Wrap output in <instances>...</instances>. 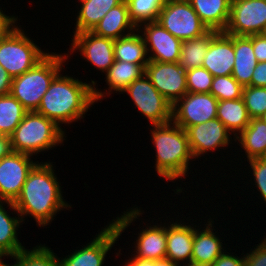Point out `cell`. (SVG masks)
Returning <instances> with one entry per match:
<instances>
[{
	"mask_svg": "<svg viewBox=\"0 0 266 266\" xmlns=\"http://www.w3.org/2000/svg\"><path fill=\"white\" fill-rule=\"evenodd\" d=\"M33 156L11 151L0 159V199L14 202L20 195L30 170L37 163Z\"/></svg>",
	"mask_w": 266,
	"mask_h": 266,
	"instance_id": "obj_15",
	"label": "cell"
},
{
	"mask_svg": "<svg viewBox=\"0 0 266 266\" xmlns=\"http://www.w3.org/2000/svg\"><path fill=\"white\" fill-rule=\"evenodd\" d=\"M11 149L10 137L8 136H1L0 137V159L4 156H7Z\"/></svg>",
	"mask_w": 266,
	"mask_h": 266,
	"instance_id": "obj_45",
	"label": "cell"
},
{
	"mask_svg": "<svg viewBox=\"0 0 266 266\" xmlns=\"http://www.w3.org/2000/svg\"><path fill=\"white\" fill-rule=\"evenodd\" d=\"M123 93L129 95L141 116L147 118L151 125L172 120V104L157 91L145 73L126 87Z\"/></svg>",
	"mask_w": 266,
	"mask_h": 266,
	"instance_id": "obj_8",
	"label": "cell"
},
{
	"mask_svg": "<svg viewBox=\"0 0 266 266\" xmlns=\"http://www.w3.org/2000/svg\"><path fill=\"white\" fill-rule=\"evenodd\" d=\"M142 207L133 206L132 208L126 209L120 216L118 215L111 222L107 223L104 228L99 230L98 234L89 242L85 243L82 248L68 253L66 257L59 258V266H103L107 254H110V250L115 246L118 238L133 225L137 219L144 214Z\"/></svg>",
	"mask_w": 266,
	"mask_h": 266,
	"instance_id": "obj_4",
	"label": "cell"
},
{
	"mask_svg": "<svg viewBox=\"0 0 266 266\" xmlns=\"http://www.w3.org/2000/svg\"><path fill=\"white\" fill-rule=\"evenodd\" d=\"M188 1L209 30L224 32L230 16L231 0Z\"/></svg>",
	"mask_w": 266,
	"mask_h": 266,
	"instance_id": "obj_24",
	"label": "cell"
},
{
	"mask_svg": "<svg viewBox=\"0 0 266 266\" xmlns=\"http://www.w3.org/2000/svg\"><path fill=\"white\" fill-rule=\"evenodd\" d=\"M208 217L209 219H206L207 222L202 224L205 225L204 228H202L201 225H194V241L191 261L213 264L227 247L223 246L222 242L224 240L219 238V233H217V231L214 232L216 228V226H213L215 221L210 218L211 216Z\"/></svg>",
	"mask_w": 266,
	"mask_h": 266,
	"instance_id": "obj_20",
	"label": "cell"
},
{
	"mask_svg": "<svg viewBox=\"0 0 266 266\" xmlns=\"http://www.w3.org/2000/svg\"><path fill=\"white\" fill-rule=\"evenodd\" d=\"M242 253L240 256L229 253L226 250L214 261L212 266H245V259Z\"/></svg>",
	"mask_w": 266,
	"mask_h": 266,
	"instance_id": "obj_39",
	"label": "cell"
},
{
	"mask_svg": "<svg viewBox=\"0 0 266 266\" xmlns=\"http://www.w3.org/2000/svg\"><path fill=\"white\" fill-rule=\"evenodd\" d=\"M216 118L234 137H237L249 125L251 119L243 98L218 101Z\"/></svg>",
	"mask_w": 266,
	"mask_h": 266,
	"instance_id": "obj_29",
	"label": "cell"
},
{
	"mask_svg": "<svg viewBox=\"0 0 266 266\" xmlns=\"http://www.w3.org/2000/svg\"><path fill=\"white\" fill-rule=\"evenodd\" d=\"M260 118H261V119L265 122V124H266V113L263 114Z\"/></svg>",
	"mask_w": 266,
	"mask_h": 266,
	"instance_id": "obj_49",
	"label": "cell"
},
{
	"mask_svg": "<svg viewBox=\"0 0 266 266\" xmlns=\"http://www.w3.org/2000/svg\"><path fill=\"white\" fill-rule=\"evenodd\" d=\"M137 27L130 20L126 1L109 10L91 30L94 34L118 39L134 32Z\"/></svg>",
	"mask_w": 266,
	"mask_h": 266,
	"instance_id": "obj_23",
	"label": "cell"
},
{
	"mask_svg": "<svg viewBox=\"0 0 266 266\" xmlns=\"http://www.w3.org/2000/svg\"><path fill=\"white\" fill-rule=\"evenodd\" d=\"M235 63L232 76L243 86H249L258 61L252 47V35H234Z\"/></svg>",
	"mask_w": 266,
	"mask_h": 266,
	"instance_id": "obj_25",
	"label": "cell"
},
{
	"mask_svg": "<svg viewBox=\"0 0 266 266\" xmlns=\"http://www.w3.org/2000/svg\"><path fill=\"white\" fill-rule=\"evenodd\" d=\"M218 100L211 93L187 92L172 105V121L187 129L216 119Z\"/></svg>",
	"mask_w": 266,
	"mask_h": 266,
	"instance_id": "obj_11",
	"label": "cell"
},
{
	"mask_svg": "<svg viewBox=\"0 0 266 266\" xmlns=\"http://www.w3.org/2000/svg\"><path fill=\"white\" fill-rule=\"evenodd\" d=\"M262 34L266 37V27H265L264 31L262 32Z\"/></svg>",
	"mask_w": 266,
	"mask_h": 266,
	"instance_id": "obj_52",
	"label": "cell"
},
{
	"mask_svg": "<svg viewBox=\"0 0 266 266\" xmlns=\"http://www.w3.org/2000/svg\"><path fill=\"white\" fill-rule=\"evenodd\" d=\"M249 165V173L251 172L253 179L249 180L250 184L256 187L259 197L265 202L266 205V158H256L247 161ZM253 180V181H252ZM254 182V183H253ZM256 185V186H255Z\"/></svg>",
	"mask_w": 266,
	"mask_h": 266,
	"instance_id": "obj_37",
	"label": "cell"
},
{
	"mask_svg": "<svg viewBox=\"0 0 266 266\" xmlns=\"http://www.w3.org/2000/svg\"><path fill=\"white\" fill-rule=\"evenodd\" d=\"M234 35L218 32L212 39L202 62L214 77L232 75L235 63Z\"/></svg>",
	"mask_w": 266,
	"mask_h": 266,
	"instance_id": "obj_18",
	"label": "cell"
},
{
	"mask_svg": "<svg viewBox=\"0 0 266 266\" xmlns=\"http://www.w3.org/2000/svg\"><path fill=\"white\" fill-rule=\"evenodd\" d=\"M10 210L14 212L15 217L11 216ZM22 224L21 216L13 202L0 199V255L3 258L13 257L25 249L26 246L22 245V242L18 239L19 232H17Z\"/></svg>",
	"mask_w": 266,
	"mask_h": 266,
	"instance_id": "obj_21",
	"label": "cell"
},
{
	"mask_svg": "<svg viewBox=\"0 0 266 266\" xmlns=\"http://www.w3.org/2000/svg\"><path fill=\"white\" fill-rule=\"evenodd\" d=\"M244 254L245 266H266V239Z\"/></svg>",
	"mask_w": 266,
	"mask_h": 266,
	"instance_id": "obj_38",
	"label": "cell"
},
{
	"mask_svg": "<svg viewBox=\"0 0 266 266\" xmlns=\"http://www.w3.org/2000/svg\"><path fill=\"white\" fill-rule=\"evenodd\" d=\"M34 42L21 25H17L0 42V65L12 78L32 69L50 53Z\"/></svg>",
	"mask_w": 266,
	"mask_h": 266,
	"instance_id": "obj_7",
	"label": "cell"
},
{
	"mask_svg": "<svg viewBox=\"0 0 266 266\" xmlns=\"http://www.w3.org/2000/svg\"><path fill=\"white\" fill-rule=\"evenodd\" d=\"M128 258L124 262V266H155V260L136 259L132 255Z\"/></svg>",
	"mask_w": 266,
	"mask_h": 266,
	"instance_id": "obj_44",
	"label": "cell"
},
{
	"mask_svg": "<svg viewBox=\"0 0 266 266\" xmlns=\"http://www.w3.org/2000/svg\"><path fill=\"white\" fill-rule=\"evenodd\" d=\"M252 47L257 61H266V37L263 34L252 35Z\"/></svg>",
	"mask_w": 266,
	"mask_h": 266,
	"instance_id": "obj_40",
	"label": "cell"
},
{
	"mask_svg": "<svg viewBox=\"0 0 266 266\" xmlns=\"http://www.w3.org/2000/svg\"><path fill=\"white\" fill-rule=\"evenodd\" d=\"M185 131L194 160L201 158L208 152H220L218 149L225 150L230 144H233V141H236L233 134L217 118L188 127Z\"/></svg>",
	"mask_w": 266,
	"mask_h": 266,
	"instance_id": "obj_12",
	"label": "cell"
},
{
	"mask_svg": "<svg viewBox=\"0 0 266 266\" xmlns=\"http://www.w3.org/2000/svg\"><path fill=\"white\" fill-rule=\"evenodd\" d=\"M249 86L266 87V61L257 63Z\"/></svg>",
	"mask_w": 266,
	"mask_h": 266,
	"instance_id": "obj_41",
	"label": "cell"
},
{
	"mask_svg": "<svg viewBox=\"0 0 266 266\" xmlns=\"http://www.w3.org/2000/svg\"><path fill=\"white\" fill-rule=\"evenodd\" d=\"M155 266H181L178 263L172 262L171 260L164 258L160 260H155Z\"/></svg>",
	"mask_w": 266,
	"mask_h": 266,
	"instance_id": "obj_46",
	"label": "cell"
},
{
	"mask_svg": "<svg viewBox=\"0 0 266 266\" xmlns=\"http://www.w3.org/2000/svg\"><path fill=\"white\" fill-rule=\"evenodd\" d=\"M79 9L73 33L91 31L94 26L106 15V13L124 0H78Z\"/></svg>",
	"mask_w": 266,
	"mask_h": 266,
	"instance_id": "obj_27",
	"label": "cell"
},
{
	"mask_svg": "<svg viewBox=\"0 0 266 266\" xmlns=\"http://www.w3.org/2000/svg\"><path fill=\"white\" fill-rule=\"evenodd\" d=\"M65 53L50 52L36 66L12 78L10 94L28 111H37L54 77L68 63ZM66 62V64H65Z\"/></svg>",
	"mask_w": 266,
	"mask_h": 266,
	"instance_id": "obj_6",
	"label": "cell"
},
{
	"mask_svg": "<svg viewBox=\"0 0 266 266\" xmlns=\"http://www.w3.org/2000/svg\"><path fill=\"white\" fill-rule=\"evenodd\" d=\"M137 30L144 39L149 61L162 63L179 61L182 41L169 33L159 22L142 23Z\"/></svg>",
	"mask_w": 266,
	"mask_h": 266,
	"instance_id": "obj_14",
	"label": "cell"
},
{
	"mask_svg": "<svg viewBox=\"0 0 266 266\" xmlns=\"http://www.w3.org/2000/svg\"><path fill=\"white\" fill-rule=\"evenodd\" d=\"M2 266H12V265L10 263L9 264L6 263V261H5V263Z\"/></svg>",
	"mask_w": 266,
	"mask_h": 266,
	"instance_id": "obj_51",
	"label": "cell"
},
{
	"mask_svg": "<svg viewBox=\"0 0 266 266\" xmlns=\"http://www.w3.org/2000/svg\"><path fill=\"white\" fill-rule=\"evenodd\" d=\"M12 77L0 65V96L8 95L11 91Z\"/></svg>",
	"mask_w": 266,
	"mask_h": 266,
	"instance_id": "obj_43",
	"label": "cell"
},
{
	"mask_svg": "<svg viewBox=\"0 0 266 266\" xmlns=\"http://www.w3.org/2000/svg\"><path fill=\"white\" fill-rule=\"evenodd\" d=\"M65 132L54 121L36 111L27 112L10 136L11 149L36 156L61 144L64 146Z\"/></svg>",
	"mask_w": 266,
	"mask_h": 266,
	"instance_id": "obj_5",
	"label": "cell"
},
{
	"mask_svg": "<svg viewBox=\"0 0 266 266\" xmlns=\"http://www.w3.org/2000/svg\"><path fill=\"white\" fill-rule=\"evenodd\" d=\"M214 76L204 67L186 71L187 91L192 93H210Z\"/></svg>",
	"mask_w": 266,
	"mask_h": 266,
	"instance_id": "obj_36",
	"label": "cell"
},
{
	"mask_svg": "<svg viewBox=\"0 0 266 266\" xmlns=\"http://www.w3.org/2000/svg\"><path fill=\"white\" fill-rule=\"evenodd\" d=\"M235 140L241 146L240 152L245 153L243 155L247 161L266 158V124L261 118H251L249 125L235 137Z\"/></svg>",
	"mask_w": 266,
	"mask_h": 266,
	"instance_id": "obj_26",
	"label": "cell"
},
{
	"mask_svg": "<svg viewBox=\"0 0 266 266\" xmlns=\"http://www.w3.org/2000/svg\"><path fill=\"white\" fill-rule=\"evenodd\" d=\"M145 73V69L139 64L114 60L111 67L105 73V82L108 85L105 91L98 90L94 85V99L96 104L110 94L119 93L128 87L134 80L139 79ZM109 90V91H108Z\"/></svg>",
	"mask_w": 266,
	"mask_h": 266,
	"instance_id": "obj_22",
	"label": "cell"
},
{
	"mask_svg": "<svg viewBox=\"0 0 266 266\" xmlns=\"http://www.w3.org/2000/svg\"><path fill=\"white\" fill-rule=\"evenodd\" d=\"M18 16L14 14L10 15L1 25H0V42H2L7 35L19 24Z\"/></svg>",
	"mask_w": 266,
	"mask_h": 266,
	"instance_id": "obj_42",
	"label": "cell"
},
{
	"mask_svg": "<svg viewBox=\"0 0 266 266\" xmlns=\"http://www.w3.org/2000/svg\"><path fill=\"white\" fill-rule=\"evenodd\" d=\"M12 266H59V256L46 244L23 249L10 259Z\"/></svg>",
	"mask_w": 266,
	"mask_h": 266,
	"instance_id": "obj_32",
	"label": "cell"
},
{
	"mask_svg": "<svg viewBox=\"0 0 266 266\" xmlns=\"http://www.w3.org/2000/svg\"><path fill=\"white\" fill-rule=\"evenodd\" d=\"M266 27V0H231L224 33L235 36L262 34Z\"/></svg>",
	"mask_w": 266,
	"mask_h": 266,
	"instance_id": "obj_10",
	"label": "cell"
},
{
	"mask_svg": "<svg viewBox=\"0 0 266 266\" xmlns=\"http://www.w3.org/2000/svg\"><path fill=\"white\" fill-rule=\"evenodd\" d=\"M181 266H212V264L189 261L188 263L182 264Z\"/></svg>",
	"mask_w": 266,
	"mask_h": 266,
	"instance_id": "obj_47",
	"label": "cell"
},
{
	"mask_svg": "<svg viewBox=\"0 0 266 266\" xmlns=\"http://www.w3.org/2000/svg\"><path fill=\"white\" fill-rule=\"evenodd\" d=\"M150 134L156 157L153 167L158 176L173 183L179 178L185 181L186 176L190 174V162L196 161L193 160L185 129L171 120L168 123L152 125Z\"/></svg>",
	"mask_w": 266,
	"mask_h": 266,
	"instance_id": "obj_3",
	"label": "cell"
},
{
	"mask_svg": "<svg viewBox=\"0 0 266 266\" xmlns=\"http://www.w3.org/2000/svg\"><path fill=\"white\" fill-rule=\"evenodd\" d=\"M130 20L136 27L145 22L157 21L167 0H125Z\"/></svg>",
	"mask_w": 266,
	"mask_h": 266,
	"instance_id": "obj_33",
	"label": "cell"
},
{
	"mask_svg": "<svg viewBox=\"0 0 266 266\" xmlns=\"http://www.w3.org/2000/svg\"><path fill=\"white\" fill-rule=\"evenodd\" d=\"M28 111L11 94L0 96V133L10 137Z\"/></svg>",
	"mask_w": 266,
	"mask_h": 266,
	"instance_id": "obj_31",
	"label": "cell"
},
{
	"mask_svg": "<svg viewBox=\"0 0 266 266\" xmlns=\"http://www.w3.org/2000/svg\"><path fill=\"white\" fill-rule=\"evenodd\" d=\"M9 17L8 14H6L2 8H0V25Z\"/></svg>",
	"mask_w": 266,
	"mask_h": 266,
	"instance_id": "obj_48",
	"label": "cell"
},
{
	"mask_svg": "<svg viewBox=\"0 0 266 266\" xmlns=\"http://www.w3.org/2000/svg\"><path fill=\"white\" fill-rule=\"evenodd\" d=\"M145 75L172 105L188 92L186 70L178 62L149 61L145 67Z\"/></svg>",
	"mask_w": 266,
	"mask_h": 266,
	"instance_id": "obj_16",
	"label": "cell"
},
{
	"mask_svg": "<svg viewBox=\"0 0 266 266\" xmlns=\"http://www.w3.org/2000/svg\"><path fill=\"white\" fill-rule=\"evenodd\" d=\"M60 71L52 80L47 92L43 95L37 113L54 121L60 128L61 124L70 126L81 121L96 101L94 85L97 81L82 82L75 77Z\"/></svg>",
	"mask_w": 266,
	"mask_h": 266,
	"instance_id": "obj_2",
	"label": "cell"
},
{
	"mask_svg": "<svg viewBox=\"0 0 266 266\" xmlns=\"http://www.w3.org/2000/svg\"><path fill=\"white\" fill-rule=\"evenodd\" d=\"M114 60L139 64L144 69L149 63L144 39L136 29L134 32L114 40Z\"/></svg>",
	"mask_w": 266,
	"mask_h": 266,
	"instance_id": "obj_28",
	"label": "cell"
},
{
	"mask_svg": "<svg viewBox=\"0 0 266 266\" xmlns=\"http://www.w3.org/2000/svg\"><path fill=\"white\" fill-rule=\"evenodd\" d=\"M242 98L250 118H260L266 113V87L246 86Z\"/></svg>",
	"mask_w": 266,
	"mask_h": 266,
	"instance_id": "obj_35",
	"label": "cell"
},
{
	"mask_svg": "<svg viewBox=\"0 0 266 266\" xmlns=\"http://www.w3.org/2000/svg\"><path fill=\"white\" fill-rule=\"evenodd\" d=\"M157 22L181 41L200 37L209 30L188 0H167Z\"/></svg>",
	"mask_w": 266,
	"mask_h": 266,
	"instance_id": "obj_9",
	"label": "cell"
},
{
	"mask_svg": "<svg viewBox=\"0 0 266 266\" xmlns=\"http://www.w3.org/2000/svg\"><path fill=\"white\" fill-rule=\"evenodd\" d=\"M176 220L169 221V224L166 222V258L182 265L191 261L195 223L194 219L189 220V217L186 219L187 223L184 218L182 222L180 218L176 217Z\"/></svg>",
	"mask_w": 266,
	"mask_h": 266,
	"instance_id": "obj_17",
	"label": "cell"
},
{
	"mask_svg": "<svg viewBox=\"0 0 266 266\" xmlns=\"http://www.w3.org/2000/svg\"><path fill=\"white\" fill-rule=\"evenodd\" d=\"M244 87L232 76H216L213 78L210 93L218 100H234L242 98Z\"/></svg>",
	"mask_w": 266,
	"mask_h": 266,
	"instance_id": "obj_34",
	"label": "cell"
},
{
	"mask_svg": "<svg viewBox=\"0 0 266 266\" xmlns=\"http://www.w3.org/2000/svg\"><path fill=\"white\" fill-rule=\"evenodd\" d=\"M72 35L70 51L65 53L66 57L71 58V54L73 55L76 51L80 52L79 55L83 56V60L85 59L94 68L105 74L114 62V39L98 36L91 31Z\"/></svg>",
	"mask_w": 266,
	"mask_h": 266,
	"instance_id": "obj_13",
	"label": "cell"
},
{
	"mask_svg": "<svg viewBox=\"0 0 266 266\" xmlns=\"http://www.w3.org/2000/svg\"><path fill=\"white\" fill-rule=\"evenodd\" d=\"M3 257L0 255V266H2L5 262L4 259H2Z\"/></svg>",
	"mask_w": 266,
	"mask_h": 266,
	"instance_id": "obj_50",
	"label": "cell"
},
{
	"mask_svg": "<svg viewBox=\"0 0 266 266\" xmlns=\"http://www.w3.org/2000/svg\"><path fill=\"white\" fill-rule=\"evenodd\" d=\"M166 219L163 223L162 220L159 223H154L153 219L149 223L139 228L137 238L134 243V251L132 250V256L136 259H148V260H160L166 258ZM145 227V228H144ZM134 252V254H133Z\"/></svg>",
	"mask_w": 266,
	"mask_h": 266,
	"instance_id": "obj_19",
	"label": "cell"
},
{
	"mask_svg": "<svg viewBox=\"0 0 266 266\" xmlns=\"http://www.w3.org/2000/svg\"><path fill=\"white\" fill-rule=\"evenodd\" d=\"M54 165L50 161H37L28 173L20 195L13 202L23 223L26 217H31L36 225L45 228L51 224L58 212L72 208L63 198Z\"/></svg>",
	"mask_w": 266,
	"mask_h": 266,
	"instance_id": "obj_1",
	"label": "cell"
},
{
	"mask_svg": "<svg viewBox=\"0 0 266 266\" xmlns=\"http://www.w3.org/2000/svg\"><path fill=\"white\" fill-rule=\"evenodd\" d=\"M217 33L218 31L208 30L200 37L182 41L178 64L186 71L202 67V62L209 49L211 39Z\"/></svg>",
	"mask_w": 266,
	"mask_h": 266,
	"instance_id": "obj_30",
	"label": "cell"
}]
</instances>
